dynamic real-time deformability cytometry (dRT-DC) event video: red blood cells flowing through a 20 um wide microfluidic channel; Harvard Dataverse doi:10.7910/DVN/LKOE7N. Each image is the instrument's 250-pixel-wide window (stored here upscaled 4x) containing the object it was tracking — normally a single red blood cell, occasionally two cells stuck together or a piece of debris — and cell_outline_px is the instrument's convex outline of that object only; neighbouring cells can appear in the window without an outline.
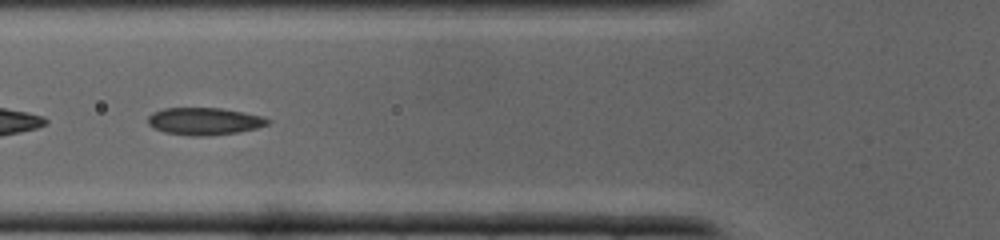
{"species": "common noctule bat (a hibernating species)", "species_latin": "Nyctalus noctula", "temperature_condition": "cold", "stored_images_in_passage": 34, "camera_frame_rate_fps": 3000, "um_per_image_px": 0.085, "animal": {"sex": "male", "body_mass_g": 19.0, "forearm_length_mm": 50.8}, "frame": {"image": 1, "passage_image": 12, "time_ms": 3.667, "image_size_px": [1000, 240], "cell_outline_px": [[272, 120], [268, 124], [256, 128], [240, 132], [208, 136], [192, 136], [164, 132], [152, 128], [148, 124], [148, 116], [152, 112], [164, 108], [220, 108], [244, 112], [264, 116]], "centroid_in_image_um": [17.37, 10.31], "position_along_channel_um": 108.4, "area_um2": 19.31}}
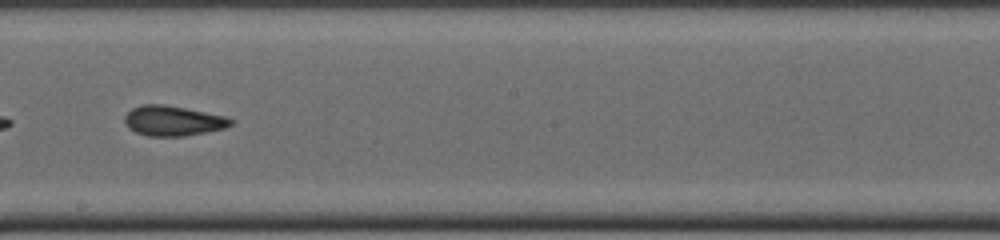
{"frame": {"image": 2, "passage_image": 19, "time_ms": 6.0, "image_size_px": [1000, 240], "cell_outline_px": [[236, 120], [232, 124], [224, 128], [184, 136], [148, 136], [136, 132], [128, 128], [124, 120], [124, 116], [132, 108], [144, 104], [160, 104], [184, 108], [228, 116]], "centroid_in_image_um": [14.72, 10.26], "position_along_channel_um": 233.5, "area_um2": 18.55}}
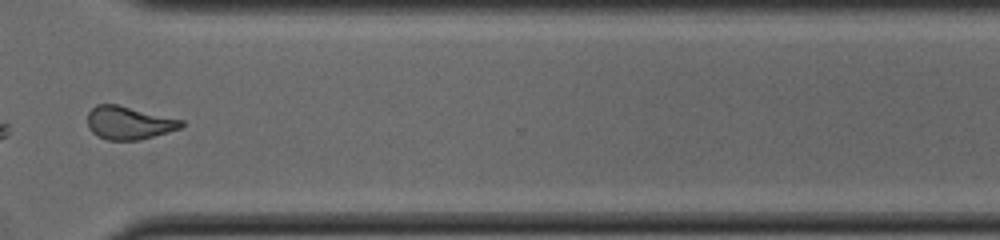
{"frame": {"image": 3, "passage_image": 26, "time_ms": 8.333, "image_size_px": [1000, 240], "cell_outline_px": [[184, 124], [180, 128], [168, 132], [140, 140], [108, 140], [96, 136], [88, 128], [88, 112], [96, 104], [116, 104], [184, 120]], "centroid_in_image_um": [10.94, 10.45], "position_along_channel_um": 359.7, "area_um2": 18.09}}